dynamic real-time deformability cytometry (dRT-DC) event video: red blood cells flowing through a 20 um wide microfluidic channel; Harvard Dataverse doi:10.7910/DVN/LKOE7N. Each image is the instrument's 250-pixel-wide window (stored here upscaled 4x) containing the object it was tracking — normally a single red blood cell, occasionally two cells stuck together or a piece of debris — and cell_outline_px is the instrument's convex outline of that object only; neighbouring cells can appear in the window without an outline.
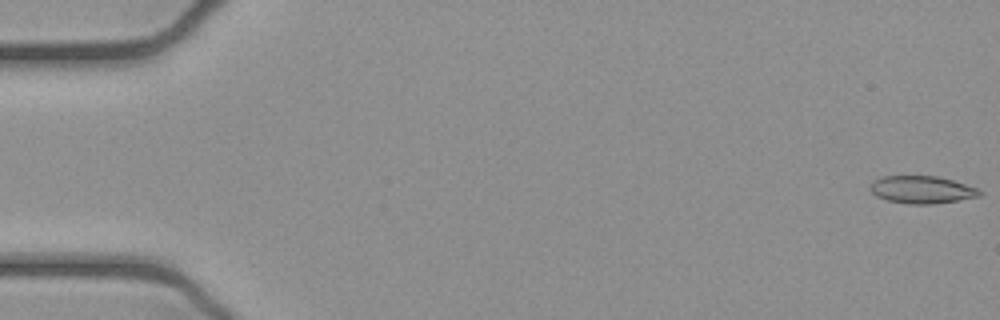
{"species": "common noctule bat (a hibernating species)", "species_latin": "Nyctalus noctula", "temperature_condition": "cold", "stored_images_in_passage": 52, "camera_frame_rate_fps": 3000, "um_per_image_px": 0.085, "animal": {"sex": "female", "body_mass_g": 21.9}, "frame": {"image": 1, "passage_image": 1, "time_ms": 0.0, "image_size_px": [1000, 320], "cell_outline_px": [[984, 192], [980, 196], [932, 204], [908, 204], [888, 200], [876, 196], [872, 192], [872, 180], [880, 176], [936, 176], [952, 180], [976, 188]], "centroid_in_image_um": [78.35, 16.12], "position_along_channel_um": 6.7, "area_um2": 17.34}}
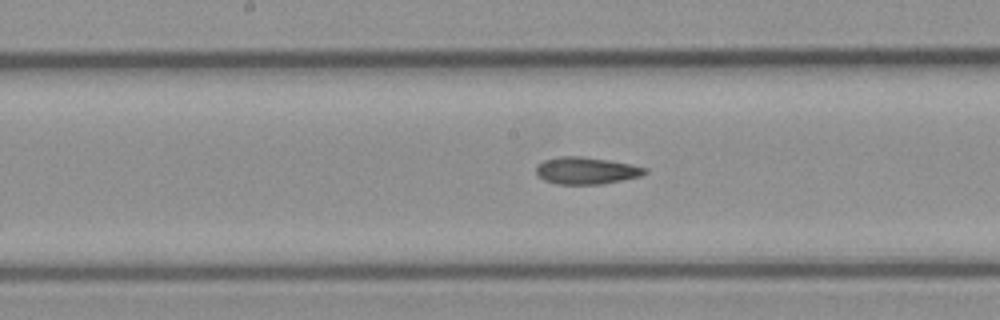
{"frame": {"image": 2, "passage_image": 27, "time_ms": 8.667, "image_size_px": [1000, 320], "cell_outline_px": [[648, 172], [640, 176], [604, 184], [556, 184], [544, 180], [536, 176], [536, 164], [544, 160], [560, 156], [580, 156], [608, 160], [632, 164], [648, 168]], "centroid_in_image_um": [49.81, 14.5], "position_along_channel_um": 198.4, "area_um2": 17.34}}
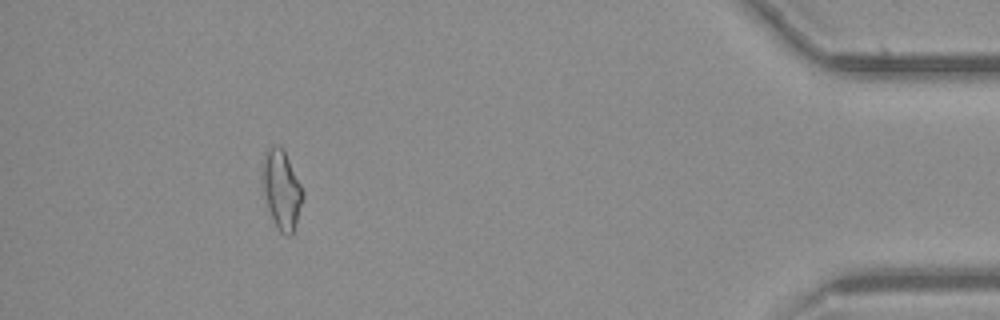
{"frame": {"image": 3, "passage_image": 48, "time_ms": 15.667, "image_size_px": [1000, 320], "cell_outline_px": [[304, 200], [292, 236], [288, 236], [280, 232], [268, 208], [264, 196], [264, 152], [272, 144], [280, 144], [284, 148], [304, 192]], "centroid_in_image_um": [23.98, 16.09], "position_along_channel_um": 411.2, "area_um2": 18.5}}